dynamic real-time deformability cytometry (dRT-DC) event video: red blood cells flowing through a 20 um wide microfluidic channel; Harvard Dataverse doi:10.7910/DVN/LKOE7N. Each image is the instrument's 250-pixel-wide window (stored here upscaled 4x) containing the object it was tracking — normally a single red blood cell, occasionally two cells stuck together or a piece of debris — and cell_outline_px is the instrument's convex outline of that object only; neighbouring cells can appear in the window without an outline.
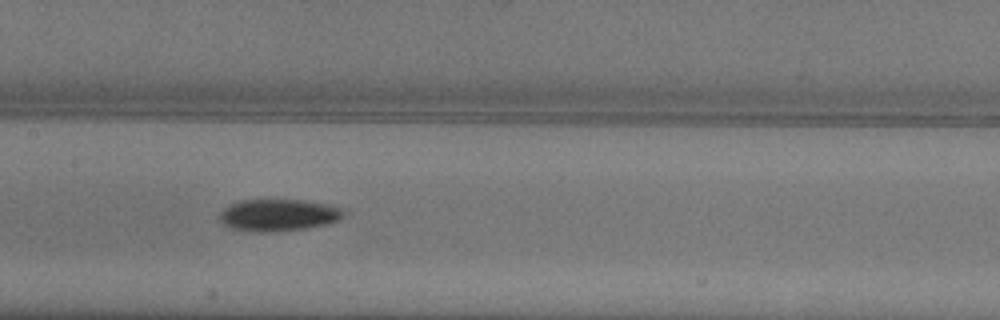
{"species": "common noctule bat (a hibernating species)", "species_latin": "Nyctalus noctula", "temperature_condition": "warm", "stored_images_in_passage": 35, "camera_frame_rate_fps": 3000, "um_per_image_px": 0.085, "animal": {"sex": "female"}, "frame": {"image": 1, "passage_image": 11, "time_ms": 3.333, "image_size_px": [1000, 320], "cell_outline_px": [[344, 216], [340, 220], [324, 224], [304, 228], [268, 232], [252, 232], [232, 228], [224, 224], [220, 220], [220, 212], [224, 208], [240, 200], [308, 200], [328, 204], [344, 208]], "centroid_in_image_um": [23.69, 18.27], "position_along_channel_um": 183.7, "area_um2": 23.06}}
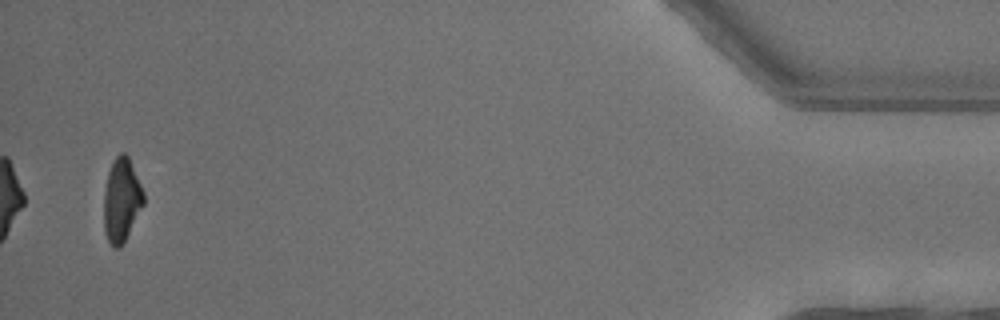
{"frame": {"image": 2, "passage_image": 35, "time_ms": 11.333, "image_size_px": [1000, 320], "cell_outline_px": [[144, 204], [120, 248], [112, 248], [104, 232], [104, 192], [108, 172], [112, 160], [120, 152], [124, 152], [128, 156], [144, 192]], "centroid_in_image_um": [10.32, 16.99], "position_along_channel_um": 424.9, "area_um2": 19.36}, "authors_computed_cell_mechanics": {"area_um2": 21.5594, "velocity_mm_per_s": 4.0465, "shape_relaxation_time_tau1_ms": 2.8889, "shape_relaxation_time_tau2_ms": null, "deformation_change_tau1": 0.1237, "deformation_change_tau2": null}}